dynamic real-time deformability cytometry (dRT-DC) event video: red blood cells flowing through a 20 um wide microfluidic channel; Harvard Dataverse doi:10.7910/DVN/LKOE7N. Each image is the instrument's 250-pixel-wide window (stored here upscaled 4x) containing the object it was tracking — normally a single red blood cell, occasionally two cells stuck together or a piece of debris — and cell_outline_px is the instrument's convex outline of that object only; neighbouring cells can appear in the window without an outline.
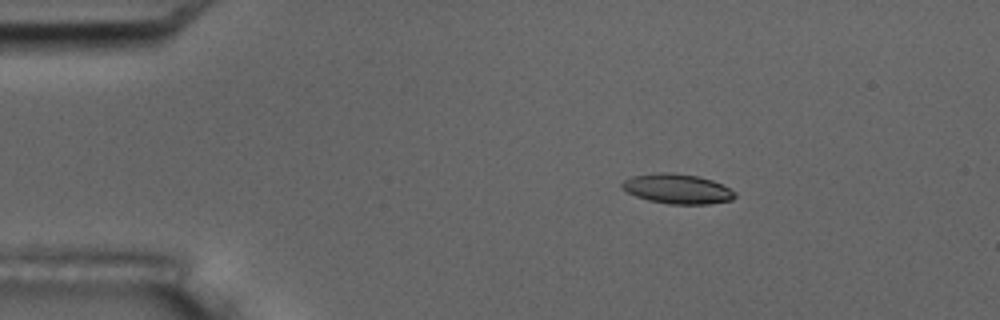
{"species": "common noctule bat (a hibernating species)", "species_latin": "Nyctalus noctula", "temperature_condition": "room temperature", "stored_images_in_passage": 4, "camera_frame_rate_fps": 3000, "um_per_image_px": 0.085, "animal": {"sex": "male", "body_mass_g": 17.5, "forearm_length_mm": 52.3}, "frame": {"image": 1, "passage_image": 2, "time_ms": 2.0, "image_size_px": [1000, 320], "cell_outline_px": [[736, 196], [732, 200], [708, 204], [668, 204], [648, 200], [636, 196], [620, 188], [620, 184], [624, 180], [632, 176], [660, 172], [668, 172], [696, 176], [712, 180], [736, 192]], "centroid_in_image_um": [57.55, 16.06], "position_along_channel_um": 27.5, "area_um2": 19.54}}